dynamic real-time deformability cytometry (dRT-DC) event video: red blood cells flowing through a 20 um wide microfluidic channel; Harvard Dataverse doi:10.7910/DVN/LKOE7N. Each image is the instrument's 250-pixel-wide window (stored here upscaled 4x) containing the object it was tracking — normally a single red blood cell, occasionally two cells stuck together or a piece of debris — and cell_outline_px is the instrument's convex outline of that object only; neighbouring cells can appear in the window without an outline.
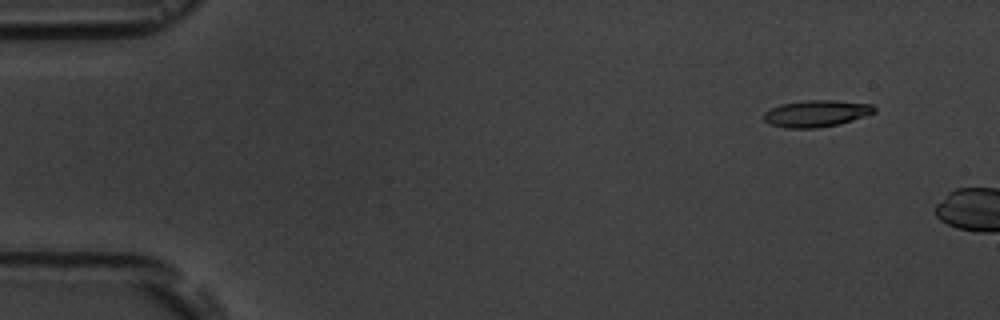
{"species": "common noctule bat (a hibernating species)", "species_latin": "Nyctalus noctula", "temperature_condition": "room temperature", "stored_images_in_passage": 3, "camera_frame_rate_fps": 3000, "um_per_image_px": 0.085, "animal": {"sex": "male", "body_mass_g": 19.5, "forearm_length_mm": 54.6}, "frame": {"image": 1, "passage_image": 2, "time_ms": 1.0, "image_size_px": [1000, 320], "cell_outline_px": [[876, 112], [840, 124], [816, 128], [784, 128], [772, 124], [764, 120], [764, 112], [780, 104], [804, 100], [832, 100], [872, 104], [876, 108]], "centroid_in_image_um": [69.4, 9.64], "position_along_channel_um": 15.6, "area_um2": 17.17}}